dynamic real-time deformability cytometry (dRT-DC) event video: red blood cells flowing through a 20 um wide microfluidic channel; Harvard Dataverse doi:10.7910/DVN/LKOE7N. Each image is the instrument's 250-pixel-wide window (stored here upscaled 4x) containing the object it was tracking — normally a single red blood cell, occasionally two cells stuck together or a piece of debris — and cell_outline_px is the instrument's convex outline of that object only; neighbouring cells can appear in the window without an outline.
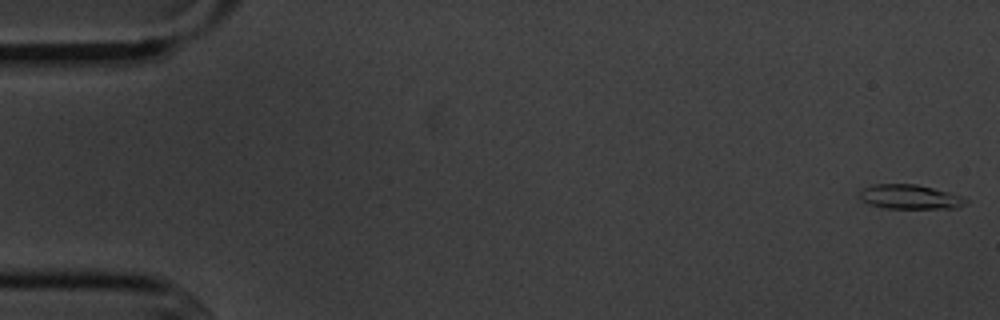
{"species": "common noctule bat (a hibernating species)", "species_latin": "Nyctalus noctula", "temperature_condition": "cold", "stored_images_in_passage": 5, "camera_frame_rate_fps": 3000, "um_per_image_px": 0.085, "animal": {"sex": "male", "body_mass_g": 20.1, "forearm_length_mm": 53.5}, "frame": {"image": 1, "passage_image": 1, "time_ms": 0.0, "image_size_px": [1000, 320], "cell_outline_px": [[968, 204], [956, 208], [880, 208], [868, 204], [860, 200], [860, 192], [864, 188], [872, 184], [916, 184], [948, 192], [960, 196], [968, 200]], "centroid_in_image_um": [77.32, 16.74], "position_along_channel_um": 7.7, "area_um2": 15.14}}
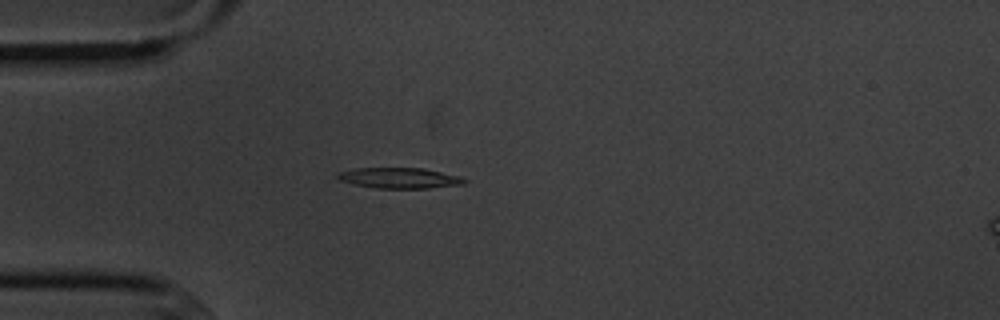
{"frame": {"image": 2, "passage_image": 5, "time_ms": 4.667, "image_size_px": [1000, 320], "cell_outline_px": [[468, 180], [464, 184], [428, 188], [376, 188], [336, 180], [336, 172], [356, 168], [424, 168], [460, 176]], "centroid_in_image_um": [33.93, 15.12], "position_along_channel_um": 51.1, "area_um2": 15.32}}